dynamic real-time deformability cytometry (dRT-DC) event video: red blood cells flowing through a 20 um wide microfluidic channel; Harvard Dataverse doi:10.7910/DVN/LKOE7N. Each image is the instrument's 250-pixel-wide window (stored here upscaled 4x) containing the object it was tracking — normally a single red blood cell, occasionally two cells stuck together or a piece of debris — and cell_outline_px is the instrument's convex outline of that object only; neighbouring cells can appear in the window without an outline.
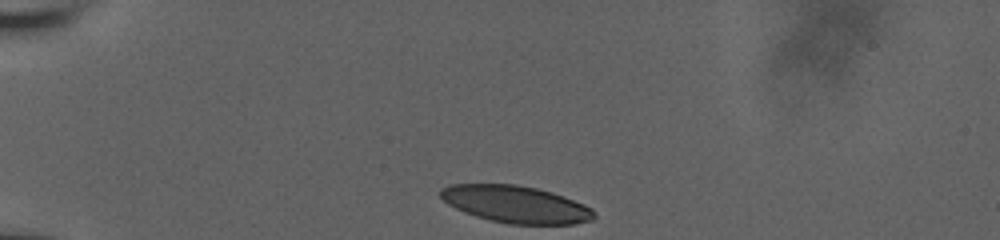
{"species": "human", "species_latin": "Homo sapiens", "temperature_condition": "room temperature", "stored_images_in_passage": 35, "camera_frame_rate_fps": 3000, "um_per_image_px": 0.085, "donor": {"sex": "male"}, "frame": {"image": 1, "passage_image": 1, "time_ms": 0.0, "image_size_px": [1000, 240], "cell_outline_px": [[596, 216], [592, 220], [576, 224], [508, 224], [488, 220], [464, 212], [448, 204], [440, 196], [440, 188], [448, 184], [516, 184], [536, 188], [552, 192], [564, 196], [584, 204], [592, 208]], "centroid_in_image_um": [43.84, 17.36], "position_along_channel_um": 41.2, "area_um2": 33.41}}
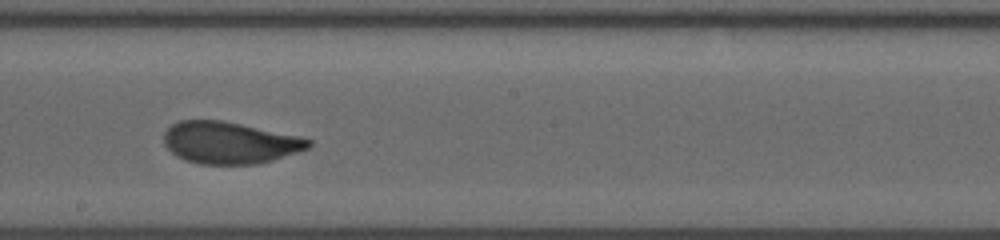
{"frame": {"image": 2, "passage_image": 20, "time_ms": 6.333, "image_size_px": [1000, 240], "cell_outline_px": [[312, 144], [308, 148], [272, 160], [256, 164], [200, 164], [184, 160], [176, 156], [164, 144], [164, 132], [172, 124], [180, 120], [224, 120], [300, 136], [312, 140]], "centroid_in_image_um": [19.51, 12.12], "position_along_channel_um": 228.7, "area_um2": 35.37}}
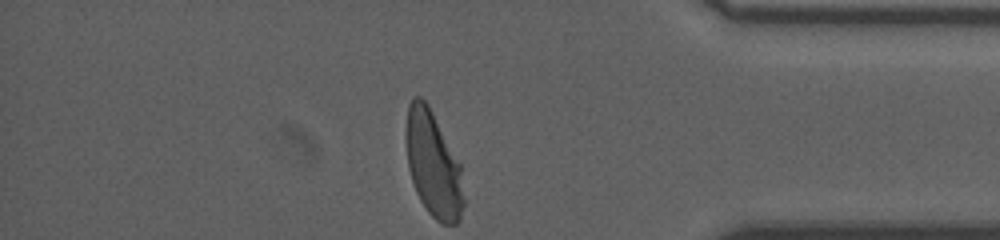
{"frame": {"image": 3, "passage_image": 35, "time_ms": 11.333, "image_size_px": [1000, 240], "cell_outline_px": [[464, 204], [460, 220], [456, 224], [440, 224], [428, 212], [420, 200], [416, 192], [408, 168], [404, 132], [408, 104], [412, 96], [420, 96], [428, 104], [460, 164], [464, 200]], "centroid_in_image_um": [36.79, 13.96], "position_along_channel_um": 398.4, "area_um2": 35.78}, "authors_computed_cell_mechanics": {"area_um2": 35.7782, "velocity_mm_per_s": 3.8136, "shape_relaxation_time_tau1_ms": 4.003, "shape_relaxation_time_tau2_ms": null, "deformation_change_tau1": 0.1631, "deformation_change_tau2": null}}